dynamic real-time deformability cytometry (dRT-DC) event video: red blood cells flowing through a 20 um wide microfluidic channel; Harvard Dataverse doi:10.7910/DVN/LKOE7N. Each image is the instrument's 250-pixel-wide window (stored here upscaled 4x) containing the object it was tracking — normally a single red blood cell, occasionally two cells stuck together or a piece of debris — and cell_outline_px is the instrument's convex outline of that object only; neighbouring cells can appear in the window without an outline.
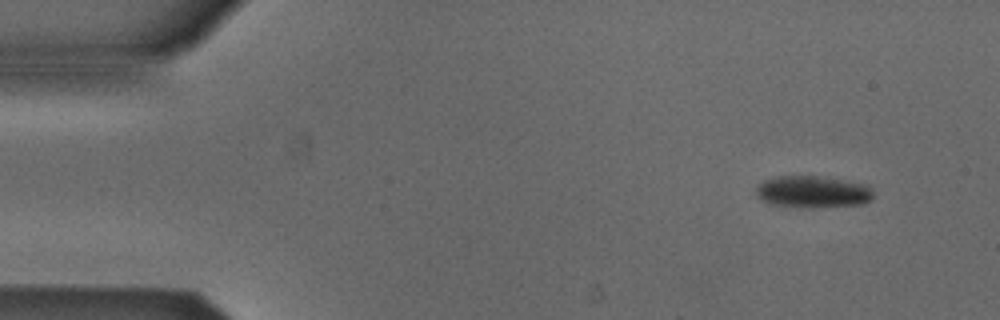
{"species": "Egyptian fruit bat (a non-hibernating species)", "species_latin": "Rousettus aegyptiacus", "temperature_condition": "cold", "stored_images_in_passage": 14, "camera_frame_rate_fps": 3000, "um_per_image_px": 0.085, "animal": {"sex": "male"}, "frame": {"image": 1, "passage_image": 4, "time_ms": 1.0, "image_size_px": [1000, 320], "cell_outline_px": [[872, 200], [864, 204], [812, 208], [772, 204], [760, 200], [756, 196], [756, 184], [764, 180], [776, 176], [816, 176], [864, 184], [872, 188]], "centroid_in_image_um": [69.05, 16.31], "position_along_channel_um": 16.0, "area_um2": 21.85}}